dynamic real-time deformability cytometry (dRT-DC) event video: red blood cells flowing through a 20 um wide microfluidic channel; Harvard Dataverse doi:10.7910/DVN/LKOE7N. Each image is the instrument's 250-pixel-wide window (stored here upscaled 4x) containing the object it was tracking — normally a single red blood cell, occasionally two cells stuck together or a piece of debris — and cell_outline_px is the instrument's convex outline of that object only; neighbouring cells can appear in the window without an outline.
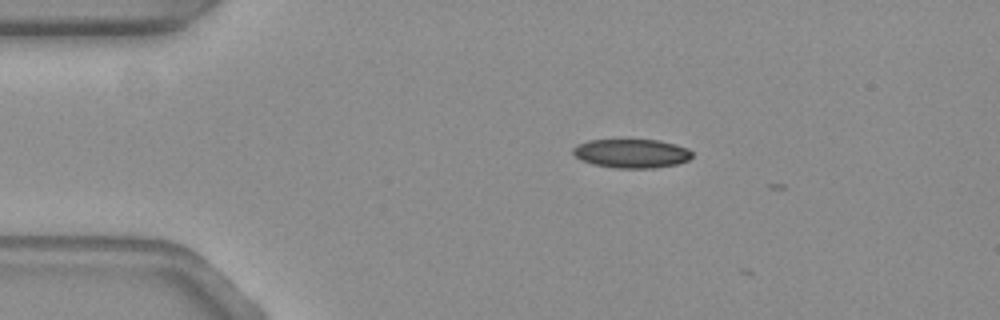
{"species": "common noctule bat (a hibernating species)", "species_latin": "Nyctalus noctula", "temperature_condition": "warm", "stored_images_in_passage": 5, "camera_frame_rate_fps": 3000, "um_per_image_px": 0.085, "animal": {"sex": "female", "body_mass_g": 19.3, "forearm_length_mm": 54.1}, "frame": {"image": 1, "passage_image": 1, "time_ms": 0.0, "image_size_px": [1000, 320], "cell_outline_px": [[692, 156], [688, 160], [676, 164], [652, 168], [616, 168], [592, 164], [580, 160], [572, 152], [572, 148], [588, 140], [660, 140], [676, 144], [688, 148], [692, 152]], "centroid_in_image_um": [53.69, 13.04], "position_along_channel_um": 31.3, "area_um2": 20.06}}